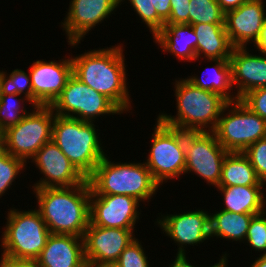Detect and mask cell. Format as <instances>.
I'll return each instance as SVG.
<instances>
[{
	"instance_id": "21",
	"label": "cell",
	"mask_w": 266,
	"mask_h": 267,
	"mask_svg": "<svg viewBox=\"0 0 266 267\" xmlns=\"http://www.w3.org/2000/svg\"><path fill=\"white\" fill-rule=\"evenodd\" d=\"M153 39L162 52L172 53L178 60H197V36L190 24H164Z\"/></svg>"
},
{
	"instance_id": "2",
	"label": "cell",
	"mask_w": 266,
	"mask_h": 267,
	"mask_svg": "<svg viewBox=\"0 0 266 267\" xmlns=\"http://www.w3.org/2000/svg\"><path fill=\"white\" fill-rule=\"evenodd\" d=\"M33 192L50 234L84 236L90 223L91 187L87 179L72 187L34 188Z\"/></svg>"
},
{
	"instance_id": "20",
	"label": "cell",
	"mask_w": 266,
	"mask_h": 267,
	"mask_svg": "<svg viewBox=\"0 0 266 267\" xmlns=\"http://www.w3.org/2000/svg\"><path fill=\"white\" fill-rule=\"evenodd\" d=\"M36 261L41 267H87L83 237L50 234Z\"/></svg>"
},
{
	"instance_id": "28",
	"label": "cell",
	"mask_w": 266,
	"mask_h": 267,
	"mask_svg": "<svg viewBox=\"0 0 266 267\" xmlns=\"http://www.w3.org/2000/svg\"><path fill=\"white\" fill-rule=\"evenodd\" d=\"M225 13L216 0H190L189 24H224Z\"/></svg>"
},
{
	"instance_id": "14",
	"label": "cell",
	"mask_w": 266,
	"mask_h": 267,
	"mask_svg": "<svg viewBox=\"0 0 266 267\" xmlns=\"http://www.w3.org/2000/svg\"><path fill=\"white\" fill-rule=\"evenodd\" d=\"M119 5L120 0H71L66 18L61 21L68 45L73 48L81 43L85 35L109 18Z\"/></svg>"
},
{
	"instance_id": "7",
	"label": "cell",
	"mask_w": 266,
	"mask_h": 267,
	"mask_svg": "<svg viewBox=\"0 0 266 267\" xmlns=\"http://www.w3.org/2000/svg\"><path fill=\"white\" fill-rule=\"evenodd\" d=\"M212 132L226 151L244 152L251 144L266 137V121L238 99L224 106Z\"/></svg>"
},
{
	"instance_id": "38",
	"label": "cell",
	"mask_w": 266,
	"mask_h": 267,
	"mask_svg": "<svg viewBox=\"0 0 266 267\" xmlns=\"http://www.w3.org/2000/svg\"><path fill=\"white\" fill-rule=\"evenodd\" d=\"M157 15L166 22L171 13V0H152Z\"/></svg>"
},
{
	"instance_id": "24",
	"label": "cell",
	"mask_w": 266,
	"mask_h": 267,
	"mask_svg": "<svg viewBox=\"0 0 266 267\" xmlns=\"http://www.w3.org/2000/svg\"><path fill=\"white\" fill-rule=\"evenodd\" d=\"M264 186L243 152H228L222 163L218 186Z\"/></svg>"
},
{
	"instance_id": "22",
	"label": "cell",
	"mask_w": 266,
	"mask_h": 267,
	"mask_svg": "<svg viewBox=\"0 0 266 267\" xmlns=\"http://www.w3.org/2000/svg\"><path fill=\"white\" fill-rule=\"evenodd\" d=\"M192 27L197 36V60L202 54L206 60L230 59L234 47L225 24L198 23Z\"/></svg>"
},
{
	"instance_id": "12",
	"label": "cell",
	"mask_w": 266,
	"mask_h": 267,
	"mask_svg": "<svg viewBox=\"0 0 266 267\" xmlns=\"http://www.w3.org/2000/svg\"><path fill=\"white\" fill-rule=\"evenodd\" d=\"M139 202L126 195H90V222L95 226L134 230Z\"/></svg>"
},
{
	"instance_id": "11",
	"label": "cell",
	"mask_w": 266,
	"mask_h": 267,
	"mask_svg": "<svg viewBox=\"0 0 266 267\" xmlns=\"http://www.w3.org/2000/svg\"><path fill=\"white\" fill-rule=\"evenodd\" d=\"M227 153L213 132L185 131L184 174L194 172L201 179H205L207 184L218 187L222 163Z\"/></svg>"
},
{
	"instance_id": "25",
	"label": "cell",
	"mask_w": 266,
	"mask_h": 267,
	"mask_svg": "<svg viewBox=\"0 0 266 267\" xmlns=\"http://www.w3.org/2000/svg\"><path fill=\"white\" fill-rule=\"evenodd\" d=\"M258 214L234 213L220 210L210 215V237L242 242L252 218Z\"/></svg>"
},
{
	"instance_id": "10",
	"label": "cell",
	"mask_w": 266,
	"mask_h": 267,
	"mask_svg": "<svg viewBox=\"0 0 266 267\" xmlns=\"http://www.w3.org/2000/svg\"><path fill=\"white\" fill-rule=\"evenodd\" d=\"M55 115L93 122L100 115L122 114L123 112L105 95L84 84L74 74L50 105Z\"/></svg>"
},
{
	"instance_id": "6",
	"label": "cell",
	"mask_w": 266,
	"mask_h": 267,
	"mask_svg": "<svg viewBox=\"0 0 266 267\" xmlns=\"http://www.w3.org/2000/svg\"><path fill=\"white\" fill-rule=\"evenodd\" d=\"M7 223L2 233L1 259L36 260L50 235L39 211H8Z\"/></svg>"
},
{
	"instance_id": "9",
	"label": "cell",
	"mask_w": 266,
	"mask_h": 267,
	"mask_svg": "<svg viewBox=\"0 0 266 267\" xmlns=\"http://www.w3.org/2000/svg\"><path fill=\"white\" fill-rule=\"evenodd\" d=\"M33 109L16 126L1 134L3 150L26 163L52 140L55 118L50 106H35Z\"/></svg>"
},
{
	"instance_id": "29",
	"label": "cell",
	"mask_w": 266,
	"mask_h": 267,
	"mask_svg": "<svg viewBox=\"0 0 266 267\" xmlns=\"http://www.w3.org/2000/svg\"><path fill=\"white\" fill-rule=\"evenodd\" d=\"M8 76H7V75ZM1 95L25 94L33 105V92L30 74L21 69H14L10 74L0 70Z\"/></svg>"
},
{
	"instance_id": "13",
	"label": "cell",
	"mask_w": 266,
	"mask_h": 267,
	"mask_svg": "<svg viewBox=\"0 0 266 267\" xmlns=\"http://www.w3.org/2000/svg\"><path fill=\"white\" fill-rule=\"evenodd\" d=\"M134 232L95 226L90 222L83 236L87 265L116 263L121 252L135 239Z\"/></svg>"
},
{
	"instance_id": "42",
	"label": "cell",
	"mask_w": 266,
	"mask_h": 267,
	"mask_svg": "<svg viewBox=\"0 0 266 267\" xmlns=\"http://www.w3.org/2000/svg\"><path fill=\"white\" fill-rule=\"evenodd\" d=\"M250 267H266V254H261L260 257H257Z\"/></svg>"
},
{
	"instance_id": "26",
	"label": "cell",
	"mask_w": 266,
	"mask_h": 267,
	"mask_svg": "<svg viewBox=\"0 0 266 267\" xmlns=\"http://www.w3.org/2000/svg\"><path fill=\"white\" fill-rule=\"evenodd\" d=\"M209 62L214 63L212 65L214 70L212 69L213 71H211L213 77L210 80L208 78L206 80V77L203 78V76L202 78L198 77V75L188 76L189 78L187 77L186 79L196 87L220 94L228 102L238 100L237 96H234L233 92L231 93L233 86L229 59H214L209 60Z\"/></svg>"
},
{
	"instance_id": "5",
	"label": "cell",
	"mask_w": 266,
	"mask_h": 267,
	"mask_svg": "<svg viewBox=\"0 0 266 267\" xmlns=\"http://www.w3.org/2000/svg\"><path fill=\"white\" fill-rule=\"evenodd\" d=\"M94 122L55 115L52 141L87 179L106 156Z\"/></svg>"
},
{
	"instance_id": "15",
	"label": "cell",
	"mask_w": 266,
	"mask_h": 267,
	"mask_svg": "<svg viewBox=\"0 0 266 267\" xmlns=\"http://www.w3.org/2000/svg\"><path fill=\"white\" fill-rule=\"evenodd\" d=\"M33 105L50 106L63 91L67 80L73 74L72 58L59 61H33L29 69Z\"/></svg>"
},
{
	"instance_id": "40",
	"label": "cell",
	"mask_w": 266,
	"mask_h": 267,
	"mask_svg": "<svg viewBox=\"0 0 266 267\" xmlns=\"http://www.w3.org/2000/svg\"><path fill=\"white\" fill-rule=\"evenodd\" d=\"M220 5L221 10L226 13L227 11L238 8L247 0H216Z\"/></svg>"
},
{
	"instance_id": "43",
	"label": "cell",
	"mask_w": 266,
	"mask_h": 267,
	"mask_svg": "<svg viewBox=\"0 0 266 267\" xmlns=\"http://www.w3.org/2000/svg\"><path fill=\"white\" fill-rule=\"evenodd\" d=\"M87 267H118L116 263L99 264V265H87Z\"/></svg>"
},
{
	"instance_id": "37",
	"label": "cell",
	"mask_w": 266,
	"mask_h": 267,
	"mask_svg": "<svg viewBox=\"0 0 266 267\" xmlns=\"http://www.w3.org/2000/svg\"><path fill=\"white\" fill-rule=\"evenodd\" d=\"M221 256L222 258L219 260V262L215 263L214 265H210L209 267H228V259H227V254L224 253ZM186 254H176L175 261L169 264V267H196L192 265L190 262H188L186 259ZM199 267V266H197ZM207 267V266H206Z\"/></svg>"
},
{
	"instance_id": "36",
	"label": "cell",
	"mask_w": 266,
	"mask_h": 267,
	"mask_svg": "<svg viewBox=\"0 0 266 267\" xmlns=\"http://www.w3.org/2000/svg\"><path fill=\"white\" fill-rule=\"evenodd\" d=\"M171 13L165 24H189L190 0H171Z\"/></svg>"
},
{
	"instance_id": "1",
	"label": "cell",
	"mask_w": 266,
	"mask_h": 267,
	"mask_svg": "<svg viewBox=\"0 0 266 267\" xmlns=\"http://www.w3.org/2000/svg\"><path fill=\"white\" fill-rule=\"evenodd\" d=\"M120 45L71 56L73 74L90 88L105 95L123 113H129L132 101L126 83V59L123 46Z\"/></svg>"
},
{
	"instance_id": "8",
	"label": "cell",
	"mask_w": 266,
	"mask_h": 267,
	"mask_svg": "<svg viewBox=\"0 0 266 267\" xmlns=\"http://www.w3.org/2000/svg\"><path fill=\"white\" fill-rule=\"evenodd\" d=\"M152 143L144 162L153 179L160 185L179 178L186 165L185 131L176 129L156 119Z\"/></svg>"
},
{
	"instance_id": "3",
	"label": "cell",
	"mask_w": 266,
	"mask_h": 267,
	"mask_svg": "<svg viewBox=\"0 0 266 267\" xmlns=\"http://www.w3.org/2000/svg\"><path fill=\"white\" fill-rule=\"evenodd\" d=\"M173 84L177 115L159 113L157 118L182 131L212 132L228 101L216 92L194 86L186 78L175 80Z\"/></svg>"
},
{
	"instance_id": "4",
	"label": "cell",
	"mask_w": 266,
	"mask_h": 267,
	"mask_svg": "<svg viewBox=\"0 0 266 267\" xmlns=\"http://www.w3.org/2000/svg\"><path fill=\"white\" fill-rule=\"evenodd\" d=\"M91 194L126 195L148 201L160 186L145 163L111 162L107 155L87 178Z\"/></svg>"
},
{
	"instance_id": "23",
	"label": "cell",
	"mask_w": 266,
	"mask_h": 267,
	"mask_svg": "<svg viewBox=\"0 0 266 267\" xmlns=\"http://www.w3.org/2000/svg\"><path fill=\"white\" fill-rule=\"evenodd\" d=\"M265 186H218L223 195L222 210L234 213L261 214L265 211ZM265 198V199H264Z\"/></svg>"
},
{
	"instance_id": "27",
	"label": "cell",
	"mask_w": 266,
	"mask_h": 267,
	"mask_svg": "<svg viewBox=\"0 0 266 267\" xmlns=\"http://www.w3.org/2000/svg\"><path fill=\"white\" fill-rule=\"evenodd\" d=\"M21 96L19 94L0 95V135L10 127L16 126L29 113L25 106L21 105L25 100L29 104L32 103L28 98Z\"/></svg>"
},
{
	"instance_id": "32",
	"label": "cell",
	"mask_w": 266,
	"mask_h": 267,
	"mask_svg": "<svg viewBox=\"0 0 266 267\" xmlns=\"http://www.w3.org/2000/svg\"><path fill=\"white\" fill-rule=\"evenodd\" d=\"M247 240V242H246ZM245 242L255 251L266 254V213L255 215L247 230Z\"/></svg>"
},
{
	"instance_id": "35",
	"label": "cell",
	"mask_w": 266,
	"mask_h": 267,
	"mask_svg": "<svg viewBox=\"0 0 266 267\" xmlns=\"http://www.w3.org/2000/svg\"><path fill=\"white\" fill-rule=\"evenodd\" d=\"M239 100L266 121V87L250 90Z\"/></svg>"
},
{
	"instance_id": "18",
	"label": "cell",
	"mask_w": 266,
	"mask_h": 267,
	"mask_svg": "<svg viewBox=\"0 0 266 267\" xmlns=\"http://www.w3.org/2000/svg\"><path fill=\"white\" fill-rule=\"evenodd\" d=\"M263 0H247L238 8L225 13L224 24L234 48L256 43L266 21Z\"/></svg>"
},
{
	"instance_id": "33",
	"label": "cell",
	"mask_w": 266,
	"mask_h": 267,
	"mask_svg": "<svg viewBox=\"0 0 266 267\" xmlns=\"http://www.w3.org/2000/svg\"><path fill=\"white\" fill-rule=\"evenodd\" d=\"M148 257L138 238L132 240L129 245L121 252L118 267H150Z\"/></svg>"
},
{
	"instance_id": "19",
	"label": "cell",
	"mask_w": 266,
	"mask_h": 267,
	"mask_svg": "<svg viewBox=\"0 0 266 267\" xmlns=\"http://www.w3.org/2000/svg\"><path fill=\"white\" fill-rule=\"evenodd\" d=\"M251 54L247 47L233 48L230 56L232 86L237 99L250 90L266 87V55ZM261 55V56H260ZM237 85V87H234Z\"/></svg>"
},
{
	"instance_id": "39",
	"label": "cell",
	"mask_w": 266,
	"mask_h": 267,
	"mask_svg": "<svg viewBox=\"0 0 266 267\" xmlns=\"http://www.w3.org/2000/svg\"><path fill=\"white\" fill-rule=\"evenodd\" d=\"M0 267H41L36 260L1 259Z\"/></svg>"
},
{
	"instance_id": "30",
	"label": "cell",
	"mask_w": 266,
	"mask_h": 267,
	"mask_svg": "<svg viewBox=\"0 0 266 267\" xmlns=\"http://www.w3.org/2000/svg\"><path fill=\"white\" fill-rule=\"evenodd\" d=\"M26 164L24 160L4 150L0 152V198L10 189L16 177L20 176L19 173L25 169Z\"/></svg>"
},
{
	"instance_id": "44",
	"label": "cell",
	"mask_w": 266,
	"mask_h": 267,
	"mask_svg": "<svg viewBox=\"0 0 266 267\" xmlns=\"http://www.w3.org/2000/svg\"><path fill=\"white\" fill-rule=\"evenodd\" d=\"M3 150V143H2V138H1V135H0V152Z\"/></svg>"
},
{
	"instance_id": "17",
	"label": "cell",
	"mask_w": 266,
	"mask_h": 267,
	"mask_svg": "<svg viewBox=\"0 0 266 267\" xmlns=\"http://www.w3.org/2000/svg\"><path fill=\"white\" fill-rule=\"evenodd\" d=\"M204 209L187 211L182 214L164 215L157 219V224L165 232L166 236L172 238L179 248L177 254H186L185 246L197 245L209 240L210 237V214Z\"/></svg>"
},
{
	"instance_id": "16",
	"label": "cell",
	"mask_w": 266,
	"mask_h": 267,
	"mask_svg": "<svg viewBox=\"0 0 266 267\" xmlns=\"http://www.w3.org/2000/svg\"><path fill=\"white\" fill-rule=\"evenodd\" d=\"M44 175L32 188L72 187L82 184L86 178L73 166L60 148L51 140L31 158Z\"/></svg>"
},
{
	"instance_id": "34",
	"label": "cell",
	"mask_w": 266,
	"mask_h": 267,
	"mask_svg": "<svg viewBox=\"0 0 266 267\" xmlns=\"http://www.w3.org/2000/svg\"><path fill=\"white\" fill-rule=\"evenodd\" d=\"M258 178L266 184V137L251 144L244 152Z\"/></svg>"
},
{
	"instance_id": "41",
	"label": "cell",
	"mask_w": 266,
	"mask_h": 267,
	"mask_svg": "<svg viewBox=\"0 0 266 267\" xmlns=\"http://www.w3.org/2000/svg\"><path fill=\"white\" fill-rule=\"evenodd\" d=\"M253 45L256 49H258L259 52H262L266 55V21L264 22L257 42Z\"/></svg>"
},
{
	"instance_id": "31",
	"label": "cell",
	"mask_w": 266,
	"mask_h": 267,
	"mask_svg": "<svg viewBox=\"0 0 266 267\" xmlns=\"http://www.w3.org/2000/svg\"><path fill=\"white\" fill-rule=\"evenodd\" d=\"M125 0H120L124 2ZM134 11L142 19V22L149 28L154 37L164 26L165 22L157 15L152 0H128Z\"/></svg>"
}]
</instances>
